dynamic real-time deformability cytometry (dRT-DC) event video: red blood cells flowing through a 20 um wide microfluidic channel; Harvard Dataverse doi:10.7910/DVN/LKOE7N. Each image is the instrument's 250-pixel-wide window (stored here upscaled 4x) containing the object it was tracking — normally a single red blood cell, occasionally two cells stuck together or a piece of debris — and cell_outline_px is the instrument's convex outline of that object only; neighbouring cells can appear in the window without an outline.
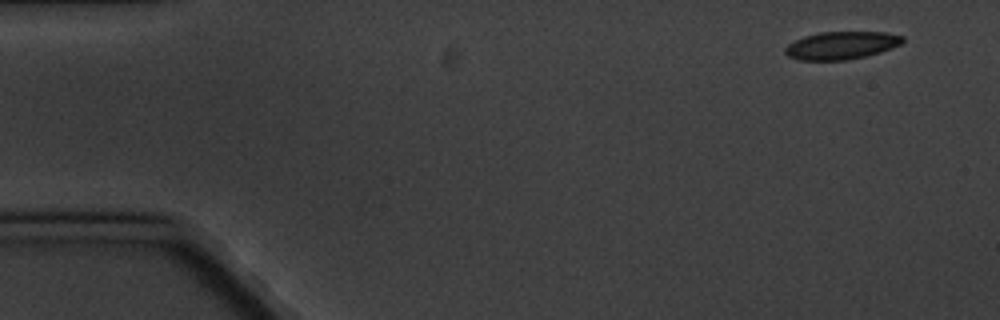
{"species": "common noctule bat (a hibernating species)", "species_latin": "Nyctalus noctula", "temperature_condition": "cold", "stored_images_in_passage": 6, "camera_frame_rate_fps": 3000, "um_per_image_px": 0.085, "animal": {"sex": "male", "body_mass_g": 20.1, "forearm_length_mm": 53.5}, "frame": {"image": 1, "passage_image": 1, "time_ms": 0.0, "image_size_px": [1000, 320], "cell_outline_px": [[904, 40], [900, 44], [892, 48], [880, 52], [848, 60], [796, 60], [788, 56], [784, 52], [784, 48], [788, 44], [804, 36], [820, 32], [884, 32], [904, 36]], "centroid_in_image_um": [71.5, 3.86], "position_along_channel_um": 13.5, "area_um2": 19.02}}
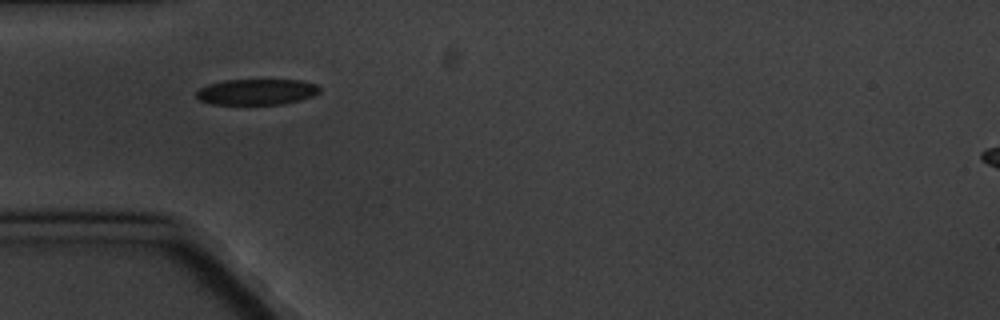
{"frame": {"image": 2, "passage_image": 5, "time_ms": 4.667, "image_size_px": [1000, 320], "cell_outline_px": [[320, 92], [312, 96], [300, 100], [284, 104], [212, 104], [200, 100], [196, 96], [196, 92], [200, 88], [208, 84], [224, 80], [300, 80], [316, 84], [320, 88]], "centroid_in_image_um": [21.82, 7.81], "position_along_channel_um": 63.2, "area_um2": 18.55}}